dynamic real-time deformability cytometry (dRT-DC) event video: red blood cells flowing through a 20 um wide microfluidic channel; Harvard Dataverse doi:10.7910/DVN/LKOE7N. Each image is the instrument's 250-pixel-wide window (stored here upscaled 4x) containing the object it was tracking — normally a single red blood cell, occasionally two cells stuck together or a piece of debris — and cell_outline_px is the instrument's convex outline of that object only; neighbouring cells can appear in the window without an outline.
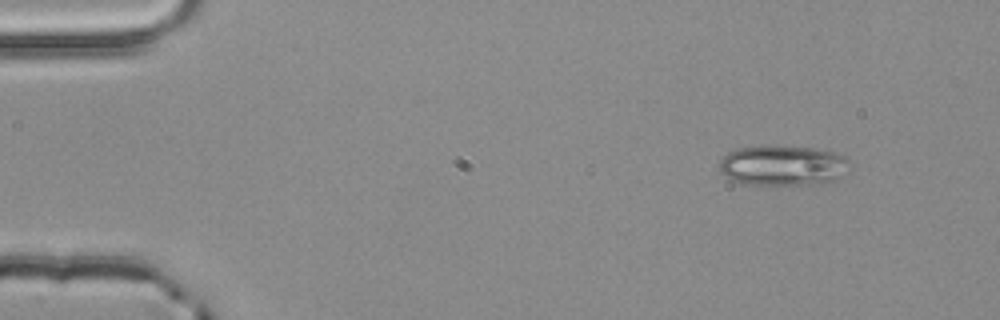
{"species": "common noctule bat (a hibernating species)", "species_latin": "Nyctalus noctula", "temperature_condition": "room temperature", "stored_images_in_passage": 3, "camera_frame_rate_fps": 3000, "um_per_image_px": 0.085, "animal": {"sex": "male", "body_mass_g": 20.4}, "frame": {"image": 1, "passage_image": 1, "time_ms": 0.0, "image_size_px": [1000, 320], "cell_outline_px": [[852, 164], [848, 172], [844, 176], [820, 184], [744, 184], [732, 180], [724, 176], [720, 172], [720, 160], [728, 152], [740, 148], [812, 148], [836, 152], [844, 156]], "centroid_in_image_um": [66.6, 14.1], "position_along_channel_um": 18.4, "area_um2": 30.06}}